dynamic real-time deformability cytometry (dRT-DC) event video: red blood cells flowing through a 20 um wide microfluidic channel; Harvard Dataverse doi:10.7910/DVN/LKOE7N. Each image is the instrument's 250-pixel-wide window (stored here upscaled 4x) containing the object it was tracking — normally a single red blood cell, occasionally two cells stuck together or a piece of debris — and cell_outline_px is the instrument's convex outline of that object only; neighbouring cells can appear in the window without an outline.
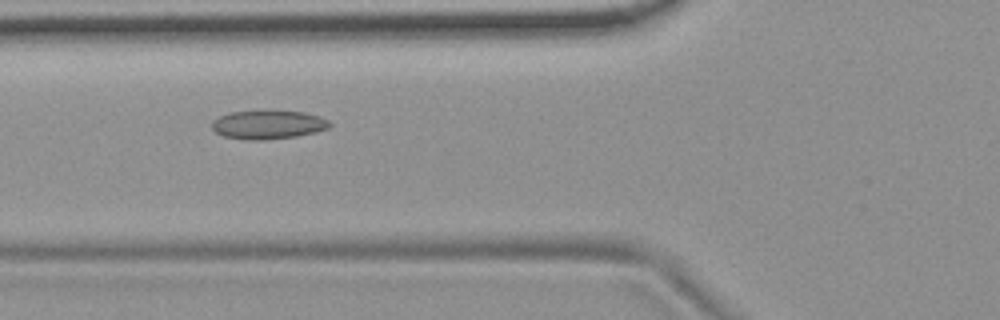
{"species": "common noctule bat (a hibernating species)", "species_latin": "Nyctalus noctula", "temperature_condition": "room temperature", "stored_images_in_passage": 2, "camera_frame_rate_fps": 3000, "um_per_image_px": 0.085, "animal": {"sex": "female", "body_mass_g": 19.9}, "frame": {"image": 1, "passage_image": 2, "time_ms": 1.0, "image_size_px": [1000, 320], "cell_outline_px": [[332, 124], [328, 128], [296, 136], [260, 140], [244, 140], [224, 136], [216, 132], [212, 128], [212, 120], [228, 112], [304, 112], [320, 116], [328, 120]], "centroid_in_image_um": [22.76, 10.61], "position_along_channel_um": 103.0, "area_um2": 19.25}}